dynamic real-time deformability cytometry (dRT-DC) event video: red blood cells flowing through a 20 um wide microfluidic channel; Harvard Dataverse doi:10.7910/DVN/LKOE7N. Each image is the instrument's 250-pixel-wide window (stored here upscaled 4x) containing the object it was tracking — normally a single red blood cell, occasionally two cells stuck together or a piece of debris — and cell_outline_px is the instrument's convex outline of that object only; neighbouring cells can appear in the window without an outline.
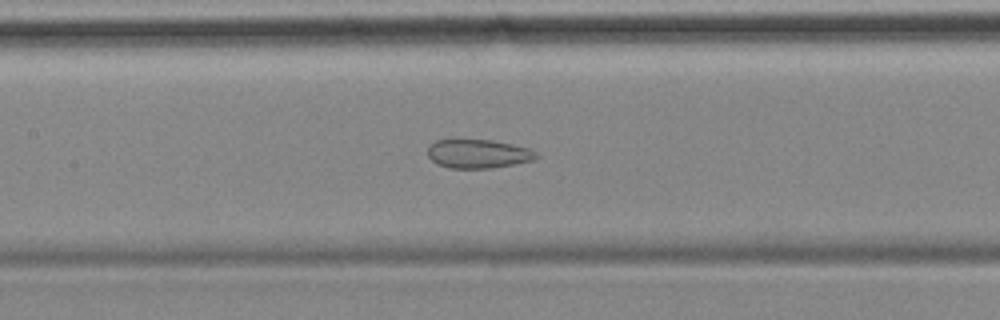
{"species": "common noctule bat (a hibernating species)", "species_latin": "Nyctalus noctula", "temperature_condition": "cold", "stored_images_in_passage": 56, "camera_frame_rate_fps": 3000, "um_per_image_px": 0.085, "animal": {"sex": "female", "body_mass_g": 18.4}, "frame": {"image": 1, "passage_image": 26, "time_ms": 8.333, "image_size_px": [1000, 320], "cell_outline_px": [[540, 156], [532, 160], [492, 168], [448, 168], [436, 164], [428, 156], [428, 144], [436, 140], [452, 136], [492, 140], [512, 144], [528, 148], [536, 152]], "centroid_in_image_um": [40.55, 13.02], "position_along_channel_um": 166.9, "area_um2": 19.02}}
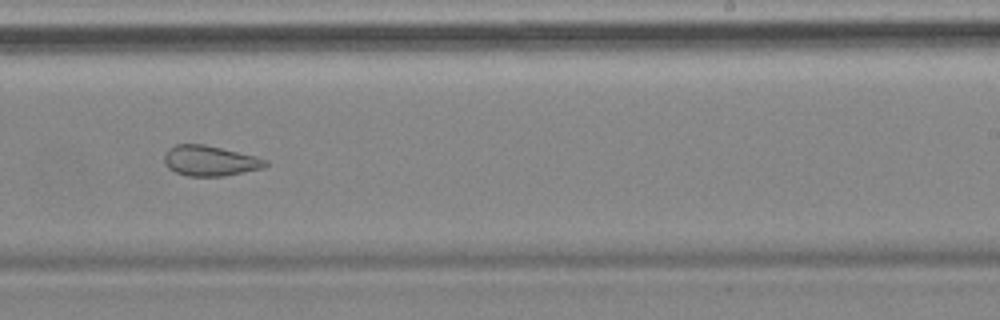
{"frame": {"image": 2, "passage_image": 35, "time_ms": 11.333, "image_size_px": [1000, 320], "cell_outline_px": [[268, 164], [264, 168], [224, 176], [188, 176], [176, 172], [168, 168], [164, 160], [164, 152], [168, 148], [176, 144], [204, 144], [256, 156], [268, 160]], "centroid_in_image_um": [17.85, 13.66], "position_along_channel_um": 271.2, "area_um2": 17.98}}
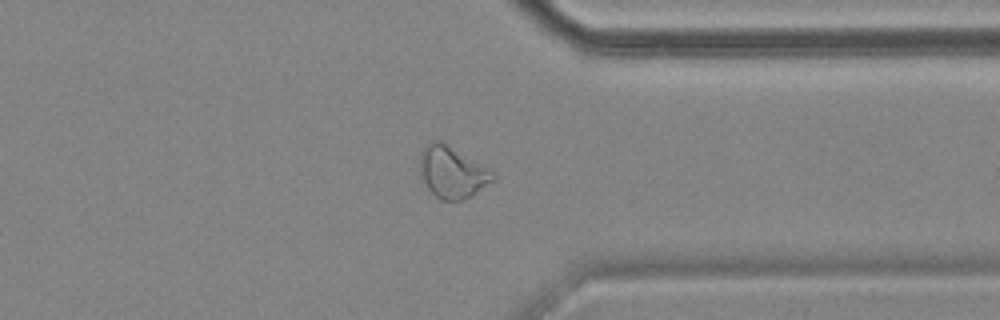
{"frame": {"image": 3, "passage_image": 44, "time_ms": 14.333, "image_size_px": [1000, 320], "cell_outline_px": [[496, 180], [472, 196], [460, 200], [440, 200], [428, 188], [420, 172], [420, 152], [432, 140], [440, 140], [496, 172]], "centroid_in_image_um": [38.48, 14.64], "position_along_channel_um": 372.9, "area_um2": 22.02}, "authors_computed_cell_mechanics": {"area_um2": 23.8425, "velocity_mm_per_s": 3.5042, "shape_relaxation_time_tau1_ms": null, "shape_relaxation_time_tau2_ms": 2.4412, "deformation_change_tau1": null, "deformation_change_tau2": 0.0982}}